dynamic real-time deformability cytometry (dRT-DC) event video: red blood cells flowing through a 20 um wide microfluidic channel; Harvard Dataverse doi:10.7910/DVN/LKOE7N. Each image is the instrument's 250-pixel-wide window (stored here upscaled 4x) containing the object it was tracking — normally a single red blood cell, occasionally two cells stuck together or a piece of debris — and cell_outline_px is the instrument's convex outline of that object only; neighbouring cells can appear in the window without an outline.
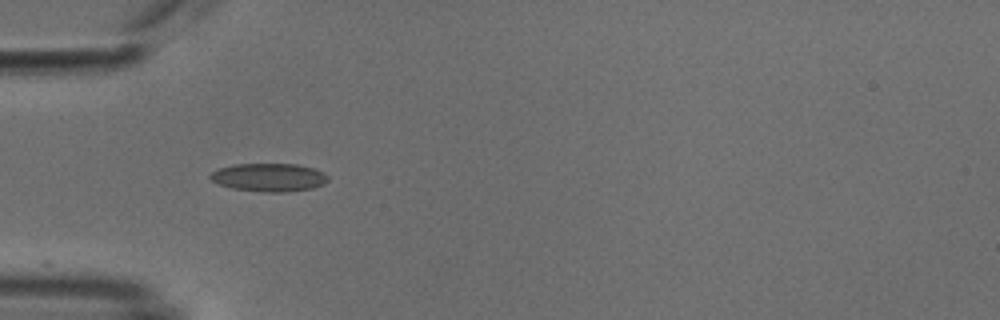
{"species": "common noctule bat (a hibernating species)", "species_latin": "Nyctalus noctula", "temperature_condition": "cold", "stored_images_in_passage": 8, "camera_frame_rate_fps": 3000, "um_per_image_px": 0.085, "animal": {"sex": "male", "body_mass_g": 18.8}, "frame": {"image": 1, "passage_image": 1, "time_ms": 0.0, "image_size_px": [1000, 320], "cell_outline_px": [[328, 180], [324, 184], [312, 188], [288, 192], [264, 192], [232, 188], [220, 184], [212, 180], [208, 176], [212, 172], [220, 168], [236, 164], [296, 164], [312, 168], [324, 172], [328, 176]], "centroid_in_image_um": [22.89, 15.08], "position_along_channel_um": 62.1, "area_um2": 19.25}}
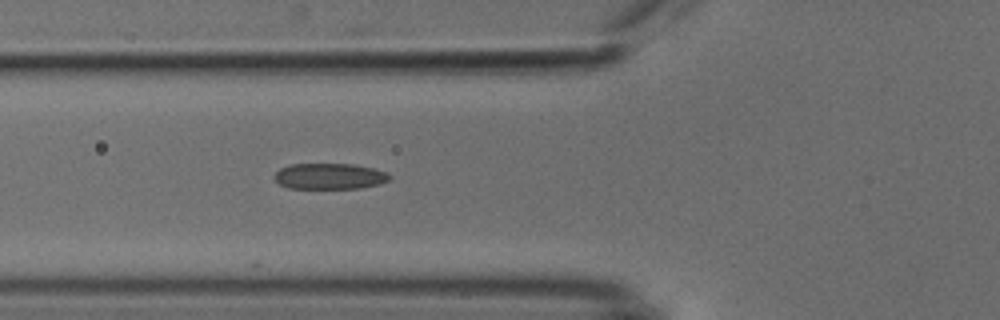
{"frame": {"image": 2, "passage_image": 4, "time_ms": 1.0, "image_size_px": [1000, 320], "cell_outline_px": [[392, 180], [380, 184], [360, 188], [288, 188], [280, 184], [272, 176], [280, 168], [292, 164], [352, 164], [372, 168], [388, 172], [392, 176]], "centroid_in_image_um": [28.05, 14.98], "position_along_channel_um": 97.7, "area_um2": 17.51}}